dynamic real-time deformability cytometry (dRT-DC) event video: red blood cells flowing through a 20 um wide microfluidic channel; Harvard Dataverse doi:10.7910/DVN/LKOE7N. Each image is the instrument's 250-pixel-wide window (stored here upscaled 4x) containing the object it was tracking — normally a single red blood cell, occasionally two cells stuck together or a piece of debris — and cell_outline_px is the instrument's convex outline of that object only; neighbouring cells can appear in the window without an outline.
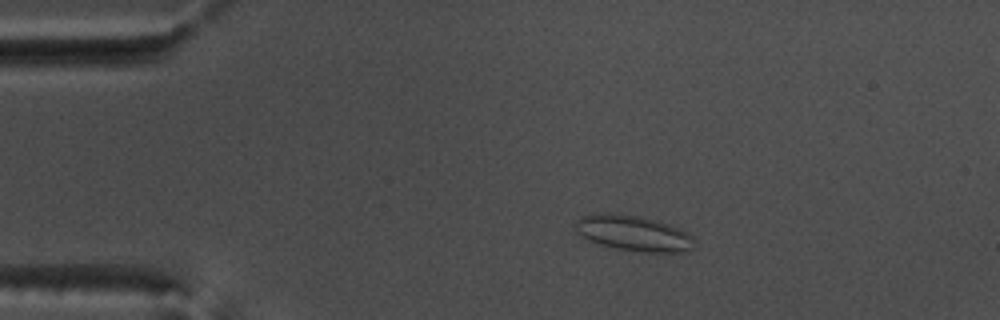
{"species": "common noctule bat (a hibernating species)", "species_latin": "Nyctalus noctula", "temperature_condition": "warm", "stored_images_in_passage": 19, "camera_frame_rate_fps": 3000, "um_per_image_px": 0.085, "animal": {"sex": "male", "body_mass_g": 17.5, "forearm_length_mm": 52.3}, "frame": {"image": 1, "passage_image": 6, "time_ms": 1.667, "image_size_px": [1000, 320], "cell_outline_px": [[692, 248], [684, 252], [640, 252], [616, 248], [596, 244], [588, 240], [576, 232], [576, 220], [580, 216], [592, 212], [608, 212], [644, 216], [680, 228], [688, 232], [692, 236]], "centroid_in_image_um": [53.79, 19.79], "position_along_channel_um": 31.2, "area_um2": 25.09}}
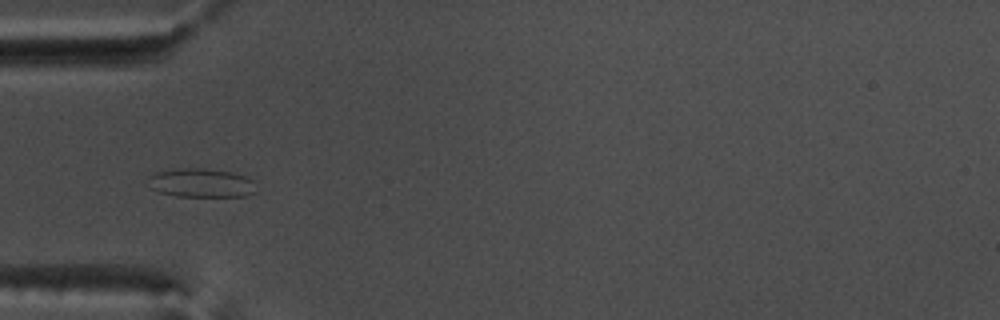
{"frame": {"image": 2, "passage_image": 13, "time_ms": 4.0, "image_size_px": [1000, 320], "cell_outline_px": [[256, 192], [244, 196], [176, 196], [160, 192], [152, 188], [148, 176], [156, 172], [176, 168], [204, 168], [228, 172], [244, 176], [256, 180]], "centroid_in_image_um": [17.14, 15.54], "position_along_channel_um": 67.9, "area_um2": 18.15}}
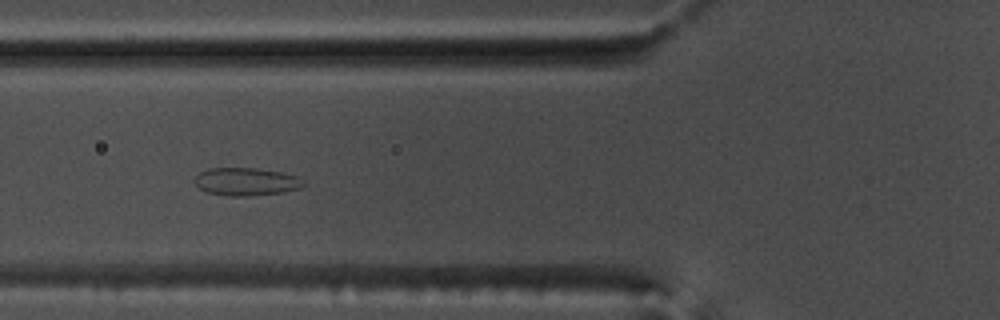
{"frame": {"image": 3, "passage_image": 16, "time_ms": 5.0, "image_size_px": [1000, 320], "cell_outline_px": [[304, 184], [300, 188], [280, 192], [248, 196], [228, 196], [208, 192], [200, 188], [192, 180], [200, 172], [208, 168], [256, 168], [280, 172], [296, 176], [304, 180]], "centroid_in_image_um": [20.89, 15.43], "position_along_channel_um": 104.9, "area_um2": 17.51}}